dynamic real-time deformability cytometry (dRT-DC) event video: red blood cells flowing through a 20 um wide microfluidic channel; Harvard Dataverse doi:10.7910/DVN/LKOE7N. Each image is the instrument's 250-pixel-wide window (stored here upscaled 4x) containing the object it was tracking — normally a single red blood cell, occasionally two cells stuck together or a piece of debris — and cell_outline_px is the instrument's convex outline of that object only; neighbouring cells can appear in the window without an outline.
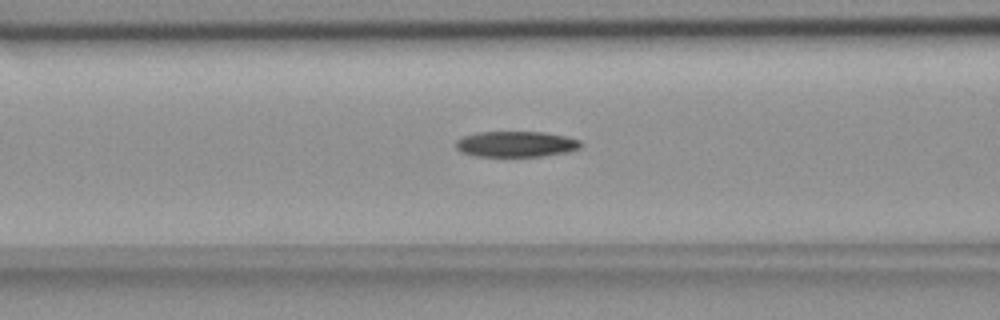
{"species": "common noctule bat (a hibernating species)", "species_latin": "Nyctalus noctula", "temperature_condition": "room temperature", "stored_images_in_passage": 55, "camera_frame_rate_fps": 3000, "um_per_image_px": 0.085, "animal": {"sex": "female", "body_mass_g": 18.4}, "frame": {"image": 1, "passage_image": 22, "time_ms": 7.0, "image_size_px": [1000, 320], "cell_outline_px": [[584, 144], [580, 148], [568, 152], [540, 156], [472, 156], [460, 152], [456, 148], [456, 140], [464, 136], [476, 132], [544, 132], [568, 136], [580, 140]], "centroid_in_image_um": [43.88, 12.24], "position_along_channel_um": 122.7, "area_um2": 18.96}}
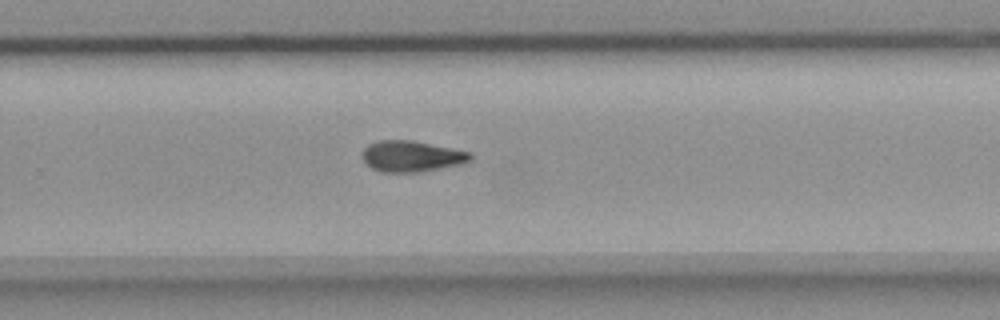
{"frame": {"image": 2, "passage_image": 36, "time_ms": 11.667, "image_size_px": [1000, 320], "cell_outline_px": [[472, 160], [464, 164], [420, 172], [380, 172], [372, 168], [364, 160], [364, 148], [368, 144], [380, 140], [412, 140], [472, 152]], "centroid_in_image_um": [35.04, 13.28], "position_along_channel_um": 294.8, "area_um2": 19.59}}
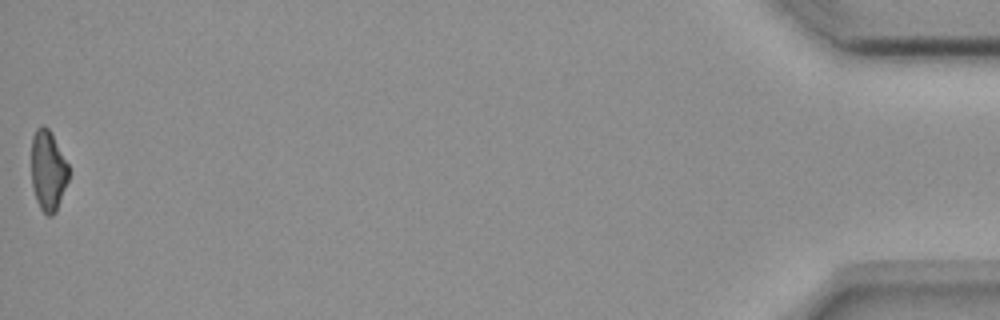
{"frame": {"image": 3, "passage_image": 55, "time_ms": 18.0, "image_size_px": [1000, 320], "cell_outline_px": [[68, 180], [56, 212], [52, 216], [48, 216], [40, 208], [36, 200], [32, 188], [32, 136], [36, 128], [40, 124], [44, 124], [48, 128], [68, 164]], "centroid_in_image_um": [4.07, 14.5], "position_along_channel_um": 431.1, "area_um2": 17.4}, "authors_computed_cell_mechanics": {"area_um2": 18.8428, "velocity_mm_per_s": 3.7035, "shape_relaxation_time_tau1_ms": 9.0565, "shape_relaxation_time_tau2_ms": null, "deformation_change_tau1": 0.2199, "deformation_change_tau2": null}}